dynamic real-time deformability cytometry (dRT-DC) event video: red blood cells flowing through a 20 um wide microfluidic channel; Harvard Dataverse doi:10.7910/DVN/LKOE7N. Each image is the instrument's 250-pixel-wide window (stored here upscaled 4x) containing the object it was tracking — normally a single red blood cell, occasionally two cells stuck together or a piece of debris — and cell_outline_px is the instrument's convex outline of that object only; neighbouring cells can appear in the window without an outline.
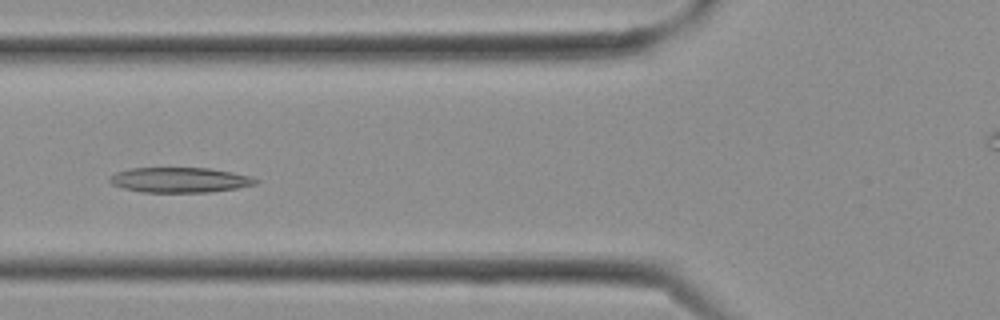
{"species": "Egyptian fruit bat (a non-hibernating species)", "species_latin": "Rousettus aegyptiacus", "temperature_condition": "cold", "stored_images_in_passage": 13, "camera_frame_rate_fps": 3000, "um_per_image_px": 0.085, "frame": {"image": 1, "passage_image": 10, "time_ms": 3.0, "image_size_px": [1000, 320], "cell_outline_px": [[260, 180], [256, 184], [236, 188], [208, 192], [140, 192], [124, 188], [112, 184], [108, 180], [108, 176], [116, 172], [132, 168], [212, 168], [232, 172], [248, 176]], "centroid_in_image_um": [15.25, 15.29], "position_along_channel_um": 110.5, "area_um2": 21.33}}
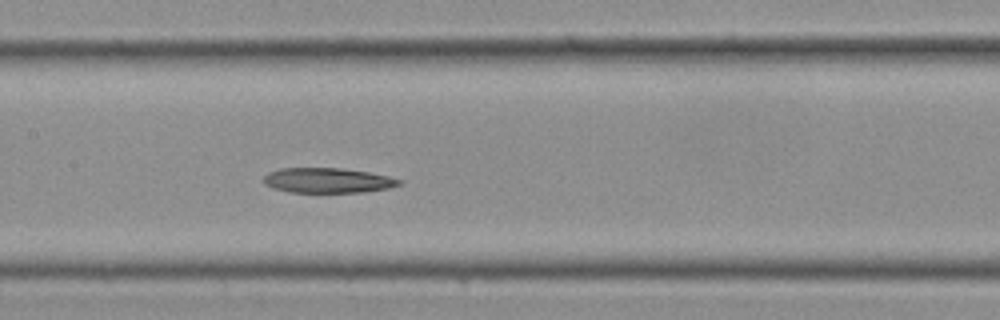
{"frame": {"image": 2, "passage_image": 13, "time_ms": 4.0, "image_size_px": [1000, 320], "cell_outline_px": [[404, 180], [400, 184], [388, 188], [364, 192], [292, 192], [272, 188], [264, 184], [264, 176], [268, 172], [280, 168], [340, 168], [368, 172], [388, 176]], "centroid_in_image_um": [27.84, 15.33], "position_along_channel_um": 179.6, "area_um2": 19.71}}